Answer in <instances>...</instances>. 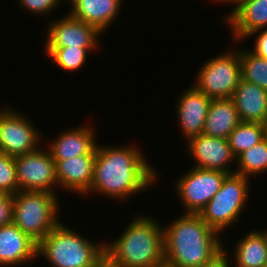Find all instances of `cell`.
<instances>
[{
    "label": "cell",
    "instance_id": "obj_21",
    "mask_svg": "<svg viewBox=\"0 0 267 267\" xmlns=\"http://www.w3.org/2000/svg\"><path fill=\"white\" fill-rule=\"evenodd\" d=\"M234 247L236 267H263L267 263L266 238L260 230L250 231Z\"/></svg>",
    "mask_w": 267,
    "mask_h": 267
},
{
    "label": "cell",
    "instance_id": "obj_1",
    "mask_svg": "<svg viewBox=\"0 0 267 267\" xmlns=\"http://www.w3.org/2000/svg\"><path fill=\"white\" fill-rule=\"evenodd\" d=\"M96 147L94 179L89 193L102 194L117 201L147 191L157 182V171L134 145ZM156 181V182H155ZM153 183V184H152Z\"/></svg>",
    "mask_w": 267,
    "mask_h": 267
},
{
    "label": "cell",
    "instance_id": "obj_8",
    "mask_svg": "<svg viewBox=\"0 0 267 267\" xmlns=\"http://www.w3.org/2000/svg\"><path fill=\"white\" fill-rule=\"evenodd\" d=\"M228 173L192 167L174 183L185 213L200 214L220 190Z\"/></svg>",
    "mask_w": 267,
    "mask_h": 267
},
{
    "label": "cell",
    "instance_id": "obj_31",
    "mask_svg": "<svg viewBox=\"0 0 267 267\" xmlns=\"http://www.w3.org/2000/svg\"><path fill=\"white\" fill-rule=\"evenodd\" d=\"M212 1H214V2H218V3H231V4H235V5H237L241 0H212Z\"/></svg>",
    "mask_w": 267,
    "mask_h": 267
},
{
    "label": "cell",
    "instance_id": "obj_10",
    "mask_svg": "<svg viewBox=\"0 0 267 267\" xmlns=\"http://www.w3.org/2000/svg\"><path fill=\"white\" fill-rule=\"evenodd\" d=\"M15 164L19 191L56 193L55 188L59 187L56 163L46 148L39 147L33 152L16 156Z\"/></svg>",
    "mask_w": 267,
    "mask_h": 267
},
{
    "label": "cell",
    "instance_id": "obj_13",
    "mask_svg": "<svg viewBox=\"0 0 267 267\" xmlns=\"http://www.w3.org/2000/svg\"><path fill=\"white\" fill-rule=\"evenodd\" d=\"M212 99L193 85L181 93L176 106L179 126L186 141L202 134Z\"/></svg>",
    "mask_w": 267,
    "mask_h": 267
},
{
    "label": "cell",
    "instance_id": "obj_23",
    "mask_svg": "<svg viewBox=\"0 0 267 267\" xmlns=\"http://www.w3.org/2000/svg\"><path fill=\"white\" fill-rule=\"evenodd\" d=\"M237 168L236 174L244 177L262 175L267 171V136L258 144L242 152L235 161ZM250 175V176H249Z\"/></svg>",
    "mask_w": 267,
    "mask_h": 267
},
{
    "label": "cell",
    "instance_id": "obj_18",
    "mask_svg": "<svg viewBox=\"0 0 267 267\" xmlns=\"http://www.w3.org/2000/svg\"><path fill=\"white\" fill-rule=\"evenodd\" d=\"M72 9L69 14L94 28L101 34L118 17L123 5L122 0H68Z\"/></svg>",
    "mask_w": 267,
    "mask_h": 267
},
{
    "label": "cell",
    "instance_id": "obj_16",
    "mask_svg": "<svg viewBox=\"0 0 267 267\" xmlns=\"http://www.w3.org/2000/svg\"><path fill=\"white\" fill-rule=\"evenodd\" d=\"M96 155H81L66 160H54L59 188L87 196L94 179Z\"/></svg>",
    "mask_w": 267,
    "mask_h": 267
},
{
    "label": "cell",
    "instance_id": "obj_7",
    "mask_svg": "<svg viewBox=\"0 0 267 267\" xmlns=\"http://www.w3.org/2000/svg\"><path fill=\"white\" fill-rule=\"evenodd\" d=\"M200 68L193 84L198 91L211 99L232 98L241 79L239 50L211 57Z\"/></svg>",
    "mask_w": 267,
    "mask_h": 267
},
{
    "label": "cell",
    "instance_id": "obj_17",
    "mask_svg": "<svg viewBox=\"0 0 267 267\" xmlns=\"http://www.w3.org/2000/svg\"><path fill=\"white\" fill-rule=\"evenodd\" d=\"M95 131L89 125L61 131L46 148L53 160H66L81 155H96L97 142Z\"/></svg>",
    "mask_w": 267,
    "mask_h": 267
},
{
    "label": "cell",
    "instance_id": "obj_11",
    "mask_svg": "<svg viewBox=\"0 0 267 267\" xmlns=\"http://www.w3.org/2000/svg\"><path fill=\"white\" fill-rule=\"evenodd\" d=\"M48 24L45 47L98 48L101 46L99 36L103 34L69 13Z\"/></svg>",
    "mask_w": 267,
    "mask_h": 267
},
{
    "label": "cell",
    "instance_id": "obj_5",
    "mask_svg": "<svg viewBox=\"0 0 267 267\" xmlns=\"http://www.w3.org/2000/svg\"><path fill=\"white\" fill-rule=\"evenodd\" d=\"M57 196L48 191H18L13 195L12 222L38 243L60 223Z\"/></svg>",
    "mask_w": 267,
    "mask_h": 267
},
{
    "label": "cell",
    "instance_id": "obj_6",
    "mask_svg": "<svg viewBox=\"0 0 267 267\" xmlns=\"http://www.w3.org/2000/svg\"><path fill=\"white\" fill-rule=\"evenodd\" d=\"M250 178L236 173L228 174L220 190L200 212L203 221L221 236L224 230L234 222L246 208L249 196Z\"/></svg>",
    "mask_w": 267,
    "mask_h": 267
},
{
    "label": "cell",
    "instance_id": "obj_3",
    "mask_svg": "<svg viewBox=\"0 0 267 267\" xmlns=\"http://www.w3.org/2000/svg\"><path fill=\"white\" fill-rule=\"evenodd\" d=\"M159 223L144 214L134 217L119 238L105 242V260L114 267H165Z\"/></svg>",
    "mask_w": 267,
    "mask_h": 267
},
{
    "label": "cell",
    "instance_id": "obj_24",
    "mask_svg": "<svg viewBox=\"0 0 267 267\" xmlns=\"http://www.w3.org/2000/svg\"><path fill=\"white\" fill-rule=\"evenodd\" d=\"M48 58L63 71H79L85 65L88 52L99 48L45 47ZM91 51V52H90Z\"/></svg>",
    "mask_w": 267,
    "mask_h": 267
},
{
    "label": "cell",
    "instance_id": "obj_22",
    "mask_svg": "<svg viewBox=\"0 0 267 267\" xmlns=\"http://www.w3.org/2000/svg\"><path fill=\"white\" fill-rule=\"evenodd\" d=\"M267 136V125L258 122H240L228 136V144L237 158L242 152L258 144Z\"/></svg>",
    "mask_w": 267,
    "mask_h": 267
},
{
    "label": "cell",
    "instance_id": "obj_25",
    "mask_svg": "<svg viewBox=\"0 0 267 267\" xmlns=\"http://www.w3.org/2000/svg\"><path fill=\"white\" fill-rule=\"evenodd\" d=\"M241 79L267 90V60L251 50H239Z\"/></svg>",
    "mask_w": 267,
    "mask_h": 267
},
{
    "label": "cell",
    "instance_id": "obj_29",
    "mask_svg": "<svg viewBox=\"0 0 267 267\" xmlns=\"http://www.w3.org/2000/svg\"><path fill=\"white\" fill-rule=\"evenodd\" d=\"M254 34H256L258 36H254V37H256L255 38L256 40L254 41L255 45L253 47L254 50H252V52H254L257 56L267 60V29L256 30V31L252 32L247 37V39L250 36L252 37Z\"/></svg>",
    "mask_w": 267,
    "mask_h": 267
},
{
    "label": "cell",
    "instance_id": "obj_14",
    "mask_svg": "<svg viewBox=\"0 0 267 267\" xmlns=\"http://www.w3.org/2000/svg\"><path fill=\"white\" fill-rule=\"evenodd\" d=\"M36 258L37 242L28 234L13 222L0 227V267L31 265Z\"/></svg>",
    "mask_w": 267,
    "mask_h": 267
},
{
    "label": "cell",
    "instance_id": "obj_27",
    "mask_svg": "<svg viewBox=\"0 0 267 267\" xmlns=\"http://www.w3.org/2000/svg\"><path fill=\"white\" fill-rule=\"evenodd\" d=\"M66 0H19L21 8L26 9L27 12L36 16H46L53 12L59 4Z\"/></svg>",
    "mask_w": 267,
    "mask_h": 267
},
{
    "label": "cell",
    "instance_id": "obj_28",
    "mask_svg": "<svg viewBox=\"0 0 267 267\" xmlns=\"http://www.w3.org/2000/svg\"><path fill=\"white\" fill-rule=\"evenodd\" d=\"M13 195L0 193V227L12 222Z\"/></svg>",
    "mask_w": 267,
    "mask_h": 267
},
{
    "label": "cell",
    "instance_id": "obj_20",
    "mask_svg": "<svg viewBox=\"0 0 267 267\" xmlns=\"http://www.w3.org/2000/svg\"><path fill=\"white\" fill-rule=\"evenodd\" d=\"M240 122L231 98L212 99L202 134L227 139Z\"/></svg>",
    "mask_w": 267,
    "mask_h": 267
},
{
    "label": "cell",
    "instance_id": "obj_4",
    "mask_svg": "<svg viewBox=\"0 0 267 267\" xmlns=\"http://www.w3.org/2000/svg\"><path fill=\"white\" fill-rule=\"evenodd\" d=\"M62 223L37 243V256L52 267H99L105 261V242L97 244Z\"/></svg>",
    "mask_w": 267,
    "mask_h": 267
},
{
    "label": "cell",
    "instance_id": "obj_26",
    "mask_svg": "<svg viewBox=\"0 0 267 267\" xmlns=\"http://www.w3.org/2000/svg\"><path fill=\"white\" fill-rule=\"evenodd\" d=\"M18 191L15 157L0 152V193L15 195Z\"/></svg>",
    "mask_w": 267,
    "mask_h": 267
},
{
    "label": "cell",
    "instance_id": "obj_33",
    "mask_svg": "<svg viewBox=\"0 0 267 267\" xmlns=\"http://www.w3.org/2000/svg\"><path fill=\"white\" fill-rule=\"evenodd\" d=\"M261 232L264 234V236L266 238V243H267V230H265V231L261 230Z\"/></svg>",
    "mask_w": 267,
    "mask_h": 267
},
{
    "label": "cell",
    "instance_id": "obj_9",
    "mask_svg": "<svg viewBox=\"0 0 267 267\" xmlns=\"http://www.w3.org/2000/svg\"><path fill=\"white\" fill-rule=\"evenodd\" d=\"M29 119L10 106L0 108V152L16 157L39 148L42 133Z\"/></svg>",
    "mask_w": 267,
    "mask_h": 267
},
{
    "label": "cell",
    "instance_id": "obj_32",
    "mask_svg": "<svg viewBox=\"0 0 267 267\" xmlns=\"http://www.w3.org/2000/svg\"><path fill=\"white\" fill-rule=\"evenodd\" d=\"M99 267H114L111 266L106 260Z\"/></svg>",
    "mask_w": 267,
    "mask_h": 267
},
{
    "label": "cell",
    "instance_id": "obj_30",
    "mask_svg": "<svg viewBox=\"0 0 267 267\" xmlns=\"http://www.w3.org/2000/svg\"><path fill=\"white\" fill-rule=\"evenodd\" d=\"M228 253L230 252H227V250L223 249L218 255H216L211 261L207 262L203 267H231V264H234V262L233 259H228V257H230L229 255H227Z\"/></svg>",
    "mask_w": 267,
    "mask_h": 267
},
{
    "label": "cell",
    "instance_id": "obj_15",
    "mask_svg": "<svg viewBox=\"0 0 267 267\" xmlns=\"http://www.w3.org/2000/svg\"><path fill=\"white\" fill-rule=\"evenodd\" d=\"M225 22L230 27L232 43L246 39L252 32L267 29V0H241L232 7Z\"/></svg>",
    "mask_w": 267,
    "mask_h": 267
},
{
    "label": "cell",
    "instance_id": "obj_12",
    "mask_svg": "<svg viewBox=\"0 0 267 267\" xmlns=\"http://www.w3.org/2000/svg\"><path fill=\"white\" fill-rule=\"evenodd\" d=\"M187 151L196 164L193 167L220 170L232 174L231 163H236V157L228 144V140L219 137L196 135L187 140Z\"/></svg>",
    "mask_w": 267,
    "mask_h": 267
},
{
    "label": "cell",
    "instance_id": "obj_19",
    "mask_svg": "<svg viewBox=\"0 0 267 267\" xmlns=\"http://www.w3.org/2000/svg\"><path fill=\"white\" fill-rule=\"evenodd\" d=\"M231 99L240 121L267 125V90L240 79Z\"/></svg>",
    "mask_w": 267,
    "mask_h": 267
},
{
    "label": "cell",
    "instance_id": "obj_2",
    "mask_svg": "<svg viewBox=\"0 0 267 267\" xmlns=\"http://www.w3.org/2000/svg\"><path fill=\"white\" fill-rule=\"evenodd\" d=\"M165 267H203L224 249L200 214L184 213L163 227Z\"/></svg>",
    "mask_w": 267,
    "mask_h": 267
}]
</instances>
